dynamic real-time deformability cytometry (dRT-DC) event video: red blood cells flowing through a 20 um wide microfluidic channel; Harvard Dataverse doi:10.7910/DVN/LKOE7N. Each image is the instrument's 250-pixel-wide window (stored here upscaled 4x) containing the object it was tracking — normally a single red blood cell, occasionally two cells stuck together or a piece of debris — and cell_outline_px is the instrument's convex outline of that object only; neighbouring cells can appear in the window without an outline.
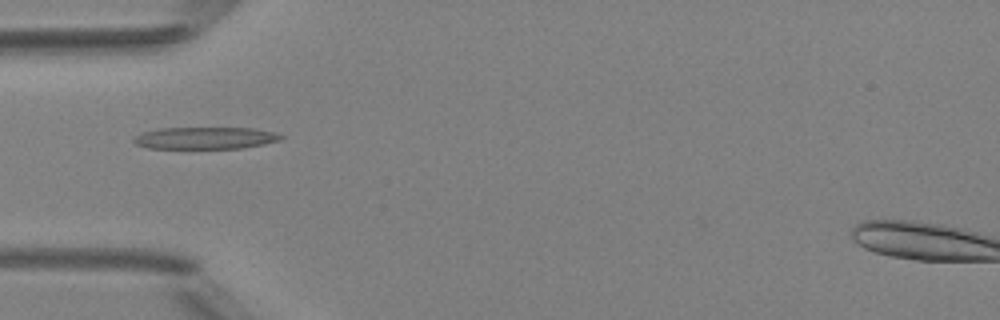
{"species": "Egyptian fruit bat (a non-hibernating species)", "species_latin": "Rousettus aegyptiacus", "temperature_condition": "room temperature", "stored_images_in_passage": 34, "camera_frame_rate_fps": 3000, "um_per_image_px": 0.085, "animal": {"sex": "female"}, "frame": {"image": 1, "passage_image": 1, "time_ms": 0.0, "image_size_px": [1000, 320], "cell_outline_px": [[284, 136], [280, 140], [264, 144], [240, 148], [148, 148], [136, 144], [132, 140], [136, 136], [144, 132], [156, 128], [252, 128], [276, 132]], "centroid_in_image_um": [17.46, 11.72], "position_along_channel_um": 67.5, "area_um2": 18.79}}
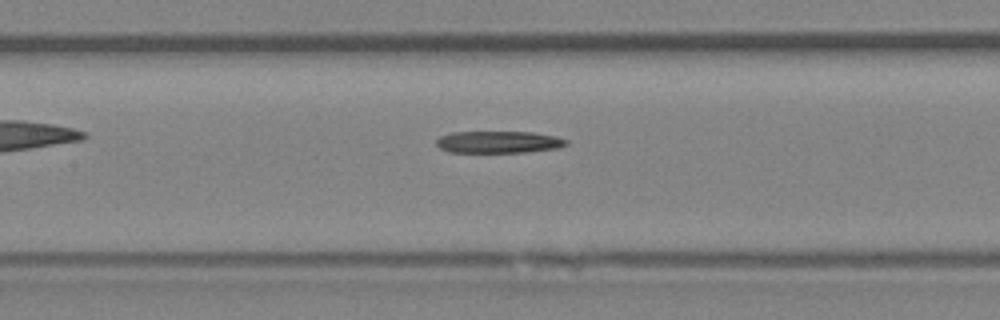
{"frame": {"image": 2, "passage_image": 8, "time_ms": 2.333, "image_size_px": [1000, 320], "cell_outline_px": [[568, 144], [560, 148], [524, 152], [448, 152], [440, 148], [436, 144], [436, 140], [440, 136], [452, 132], [532, 132], [556, 136], [568, 140]], "centroid_in_image_um": [42.4, 12.07], "position_along_channel_um": 165.0, "area_um2": 16.7}}
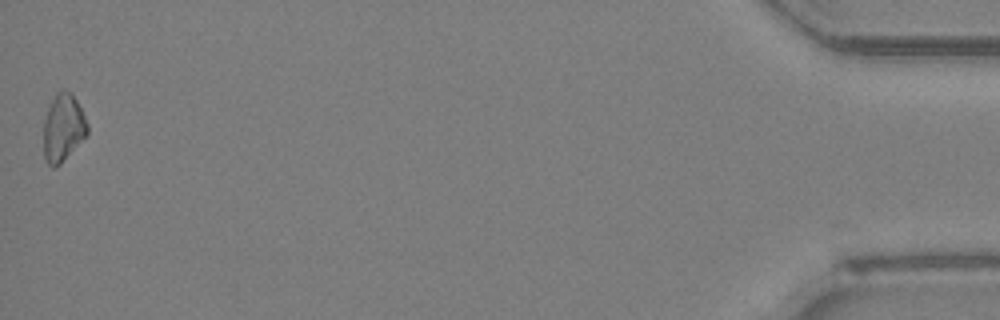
{"frame": {"image": 3, "passage_image": 34, "time_ms": 11.0, "image_size_px": [1000, 320], "cell_outline_px": [[88, 132], [60, 164], [52, 168], [44, 160], [44, 120], [48, 108], [56, 92], [60, 88], [64, 88], [72, 92], [88, 124]], "centroid_in_image_um": [5.34, 10.82], "position_along_channel_um": 429.9, "area_um2": 17.11}}